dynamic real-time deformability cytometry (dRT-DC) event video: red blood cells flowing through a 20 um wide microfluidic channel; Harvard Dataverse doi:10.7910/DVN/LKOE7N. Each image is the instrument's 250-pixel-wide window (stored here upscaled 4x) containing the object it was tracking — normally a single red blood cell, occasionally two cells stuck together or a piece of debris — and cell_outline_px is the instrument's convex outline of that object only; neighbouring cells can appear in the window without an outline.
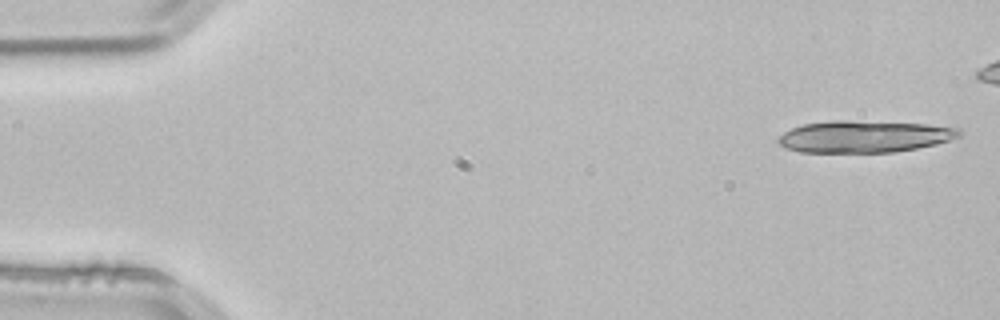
{"species": "common noctule bat (a hibernating species)", "species_latin": "Nyctalus noctula", "temperature_condition": "room temperature", "stored_images_in_passage": 15, "camera_frame_rate_fps": 3000, "um_per_image_px": 0.085, "animal": {"sex": "male", "body_mass_g": 21.5, "forearm_length_mm": 52.0}, "frame": {"image": 1, "passage_image": 1, "time_ms": 0.0, "image_size_px": [1000, 320], "cell_outline_px": [[964, 132], [960, 136], [936, 144], [896, 152], [800, 152], [784, 148], [776, 140], [784, 132], [792, 128], [804, 124], [832, 120], [848, 120], [928, 124], [960, 128]], "centroid_in_image_um": [73.47, 11.6], "position_along_channel_um": 11.5, "area_um2": 33.76}}